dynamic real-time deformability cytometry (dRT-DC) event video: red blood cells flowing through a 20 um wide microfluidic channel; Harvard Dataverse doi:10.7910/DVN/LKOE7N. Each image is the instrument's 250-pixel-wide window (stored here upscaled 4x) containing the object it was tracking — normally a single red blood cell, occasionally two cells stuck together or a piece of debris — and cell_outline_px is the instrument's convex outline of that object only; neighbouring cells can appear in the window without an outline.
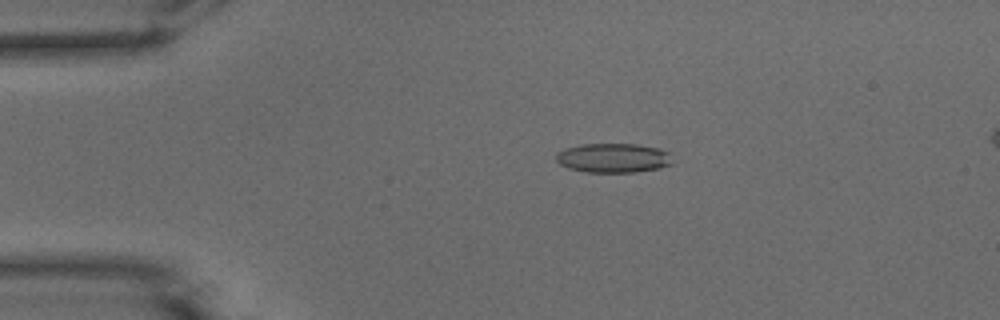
{"species": "common noctule bat (a hibernating species)", "species_latin": "Nyctalus noctula", "temperature_condition": "warm", "stored_images_in_passage": 52, "camera_frame_rate_fps": 3000, "um_per_image_px": 0.085, "animal": {"sex": "male", "body_mass_g": 15.6}, "frame": {"image": 1, "passage_image": 11, "time_ms": 3.333, "image_size_px": [1000, 320], "cell_outline_px": [[672, 164], [660, 168], [636, 172], [584, 172], [568, 168], [560, 164], [556, 160], [556, 152], [564, 148], [580, 144], [636, 144], [660, 148], [668, 152]], "centroid_in_image_um": [52.1, 13.42], "position_along_channel_um": 32.9, "area_um2": 20.06}}
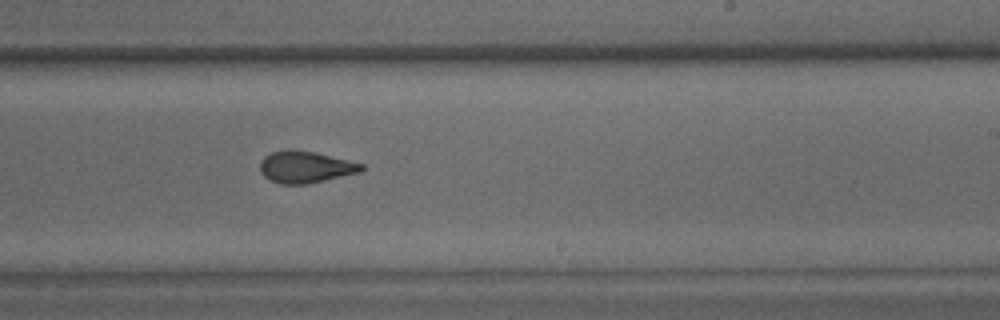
{"frame": {"image": 2, "passage_image": 32, "time_ms": 10.333, "image_size_px": [1000, 320], "cell_outline_px": [[364, 168], [360, 172], [308, 184], [280, 184], [268, 180], [260, 172], [260, 160], [264, 156], [272, 152], [284, 148], [288, 148], [312, 152], [364, 164]], "centroid_in_image_um": [25.9, 14.2], "position_along_channel_um": 263.1, "area_um2": 18.84}}
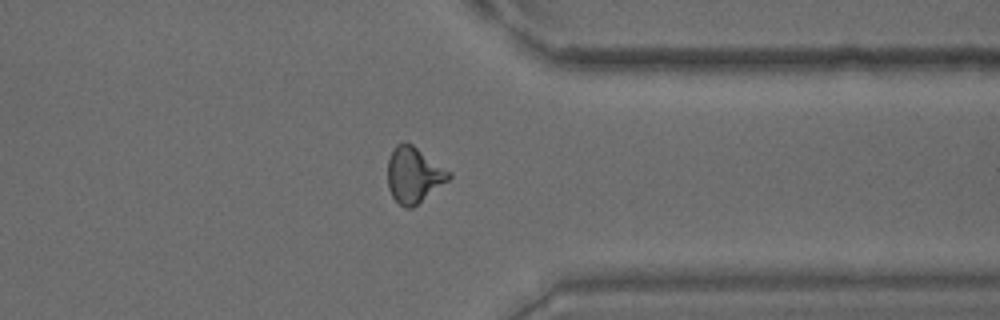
{"frame": {"image": 3, "passage_image": 41, "time_ms": 13.333, "image_size_px": [1000, 320], "cell_outline_px": [[452, 176], [448, 180], [412, 208], [404, 208], [392, 196], [388, 188], [388, 160], [396, 144], [404, 140], [412, 144], [452, 172]], "centroid_in_image_um": [35.17, 14.85], "position_along_channel_um": 376.2, "area_um2": 19.83}, "authors_computed_cell_mechanics": {"area_um2": 19.4786, "velocity_mm_per_s": 3.9235, "shape_relaxation_time_tau1_ms": null, "shape_relaxation_time_tau2_ms": 1.762, "deformation_change_tau1": null, "deformation_change_tau2": 0.0933}}